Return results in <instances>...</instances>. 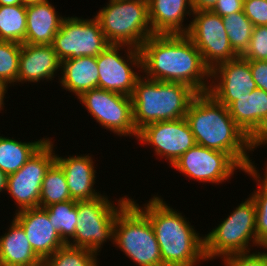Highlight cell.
Segmentation results:
<instances>
[{
	"instance_id": "6da1fadb",
	"label": "cell",
	"mask_w": 267,
	"mask_h": 266,
	"mask_svg": "<svg viewBox=\"0 0 267 266\" xmlns=\"http://www.w3.org/2000/svg\"><path fill=\"white\" fill-rule=\"evenodd\" d=\"M142 72L146 78L182 83L198 94L208 93L211 70L186 34H154L141 48Z\"/></svg>"
},
{
	"instance_id": "7a4b0ae2",
	"label": "cell",
	"mask_w": 267,
	"mask_h": 266,
	"mask_svg": "<svg viewBox=\"0 0 267 266\" xmlns=\"http://www.w3.org/2000/svg\"><path fill=\"white\" fill-rule=\"evenodd\" d=\"M185 119L196 144L228 153L244 170L250 169L252 151L256 145L235 123L228 107L217 102L209 93L198 94L191 102Z\"/></svg>"
},
{
	"instance_id": "3957f363",
	"label": "cell",
	"mask_w": 267,
	"mask_h": 266,
	"mask_svg": "<svg viewBox=\"0 0 267 266\" xmlns=\"http://www.w3.org/2000/svg\"><path fill=\"white\" fill-rule=\"evenodd\" d=\"M130 200L148 217L160 247L164 266H198L201 261H207L204 234L201 235L185 215L174 210L170 204L168 206L158 194L142 206L134 198Z\"/></svg>"
},
{
	"instance_id": "277c9868",
	"label": "cell",
	"mask_w": 267,
	"mask_h": 266,
	"mask_svg": "<svg viewBox=\"0 0 267 266\" xmlns=\"http://www.w3.org/2000/svg\"><path fill=\"white\" fill-rule=\"evenodd\" d=\"M197 95L188 85L161 82L141 75L131 95L136 130L154 122L185 118Z\"/></svg>"
},
{
	"instance_id": "5b68a950",
	"label": "cell",
	"mask_w": 267,
	"mask_h": 266,
	"mask_svg": "<svg viewBox=\"0 0 267 266\" xmlns=\"http://www.w3.org/2000/svg\"><path fill=\"white\" fill-rule=\"evenodd\" d=\"M216 228L204 235L207 261L260 248L256 235V206L251 196L242 201ZM217 257V258H216Z\"/></svg>"
},
{
	"instance_id": "8992f818",
	"label": "cell",
	"mask_w": 267,
	"mask_h": 266,
	"mask_svg": "<svg viewBox=\"0 0 267 266\" xmlns=\"http://www.w3.org/2000/svg\"><path fill=\"white\" fill-rule=\"evenodd\" d=\"M113 245L138 266H164L148 217L130 200L117 214Z\"/></svg>"
},
{
	"instance_id": "52a82bcc",
	"label": "cell",
	"mask_w": 267,
	"mask_h": 266,
	"mask_svg": "<svg viewBox=\"0 0 267 266\" xmlns=\"http://www.w3.org/2000/svg\"><path fill=\"white\" fill-rule=\"evenodd\" d=\"M94 17L110 44H124L140 49L153 36L147 0H109Z\"/></svg>"
},
{
	"instance_id": "ba28073f",
	"label": "cell",
	"mask_w": 267,
	"mask_h": 266,
	"mask_svg": "<svg viewBox=\"0 0 267 266\" xmlns=\"http://www.w3.org/2000/svg\"><path fill=\"white\" fill-rule=\"evenodd\" d=\"M107 194L92 200L77 201L78 221L74 239L69 245L101 253L105 242L113 244L114 223L118 212L130 201L124 195L117 204Z\"/></svg>"
},
{
	"instance_id": "9c48e42d",
	"label": "cell",
	"mask_w": 267,
	"mask_h": 266,
	"mask_svg": "<svg viewBox=\"0 0 267 266\" xmlns=\"http://www.w3.org/2000/svg\"><path fill=\"white\" fill-rule=\"evenodd\" d=\"M78 99L102 129L119 137L137 139L130 96L97 87L84 92Z\"/></svg>"
},
{
	"instance_id": "30bf717a",
	"label": "cell",
	"mask_w": 267,
	"mask_h": 266,
	"mask_svg": "<svg viewBox=\"0 0 267 266\" xmlns=\"http://www.w3.org/2000/svg\"><path fill=\"white\" fill-rule=\"evenodd\" d=\"M96 61L99 70L98 88L131 97L136 81L141 76L139 72H142L140 49L124 44H110L96 57Z\"/></svg>"
},
{
	"instance_id": "8fae6325",
	"label": "cell",
	"mask_w": 267,
	"mask_h": 266,
	"mask_svg": "<svg viewBox=\"0 0 267 266\" xmlns=\"http://www.w3.org/2000/svg\"><path fill=\"white\" fill-rule=\"evenodd\" d=\"M49 138L18 171L7 177L6 193L16 205V212L39 207L45 174L55 162V148Z\"/></svg>"
},
{
	"instance_id": "7c38bea8",
	"label": "cell",
	"mask_w": 267,
	"mask_h": 266,
	"mask_svg": "<svg viewBox=\"0 0 267 266\" xmlns=\"http://www.w3.org/2000/svg\"><path fill=\"white\" fill-rule=\"evenodd\" d=\"M92 17H64L52 43L61 61L81 56L97 57L110 45L100 23Z\"/></svg>"
},
{
	"instance_id": "4fadbf2b",
	"label": "cell",
	"mask_w": 267,
	"mask_h": 266,
	"mask_svg": "<svg viewBox=\"0 0 267 266\" xmlns=\"http://www.w3.org/2000/svg\"><path fill=\"white\" fill-rule=\"evenodd\" d=\"M186 35L200 51L205 65L212 70L218 64L239 55L230 45L222 17L211 10L193 11Z\"/></svg>"
},
{
	"instance_id": "5bb4252c",
	"label": "cell",
	"mask_w": 267,
	"mask_h": 266,
	"mask_svg": "<svg viewBox=\"0 0 267 266\" xmlns=\"http://www.w3.org/2000/svg\"><path fill=\"white\" fill-rule=\"evenodd\" d=\"M189 180L222 184L235 172L245 171L228 153L195 144L171 166ZM225 180V181H224Z\"/></svg>"
},
{
	"instance_id": "9a60e30c",
	"label": "cell",
	"mask_w": 267,
	"mask_h": 266,
	"mask_svg": "<svg viewBox=\"0 0 267 266\" xmlns=\"http://www.w3.org/2000/svg\"><path fill=\"white\" fill-rule=\"evenodd\" d=\"M141 146H151L157 156L172 164L196 142L185 118L154 122L138 131L136 139Z\"/></svg>"
},
{
	"instance_id": "2e32d148",
	"label": "cell",
	"mask_w": 267,
	"mask_h": 266,
	"mask_svg": "<svg viewBox=\"0 0 267 266\" xmlns=\"http://www.w3.org/2000/svg\"><path fill=\"white\" fill-rule=\"evenodd\" d=\"M256 88L250 61L241 56L220 63L211 70L208 93L226 107L238 100V97L249 94Z\"/></svg>"
},
{
	"instance_id": "e0dca14e",
	"label": "cell",
	"mask_w": 267,
	"mask_h": 266,
	"mask_svg": "<svg viewBox=\"0 0 267 266\" xmlns=\"http://www.w3.org/2000/svg\"><path fill=\"white\" fill-rule=\"evenodd\" d=\"M229 114L256 144L267 145V92L256 88L228 106Z\"/></svg>"
},
{
	"instance_id": "ac0fdd59",
	"label": "cell",
	"mask_w": 267,
	"mask_h": 266,
	"mask_svg": "<svg viewBox=\"0 0 267 266\" xmlns=\"http://www.w3.org/2000/svg\"><path fill=\"white\" fill-rule=\"evenodd\" d=\"M14 215L13 219L24 229L31 248L41 260L65 245L43 208L25 209Z\"/></svg>"
},
{
	"instance_id": "d6986e66",
	"label": "cell",
	"mask_w": 267,
	"mask_h": 266,
	"mask_svg": "<svg viewBox=\"0 0 267 266\" xmlns=\"http://www.w3.org/2000/svg\"><path fill=\"white\" fill-rule=\"evenodd\" d=\"M59 71L61 60L52 45L22 43L17 76L19 85L52 81Z\"/></svg>"
},
{
	"instance_id": "ffe728a7",
	"label": "cell",
	"mask_w": 267,
	"mask_h": 266,
	"mask_svg": "<svg viewBox=\"0 0 267 266\" xmlns=\"http://www.w3.org/2000/svg\"><path fill=\"white\" fill-rule=\"evenodd\" d=\"M55 155V161L61 166L69 188L71 199L75 201L92 200L102 194L94 185L96 183V167L92 155Z\"/></svg>"
},
{
	"instance_id": "44dd1931",
	"label": "cell",
	"mask_w": 267,
	"mask_h": 266,
	"mask_svg": "<svg viewBox=\"0 0 267 266\" xmlns=\"http://www.w3.org/2000/svg\"><path fill=\"white\" fill-rule=\"evenodd\" d=\"M149 22L154 34H186L190 24H183L186 16L192 17L191 0H147Z\"/></svg>"
},
{
	"instance_id": "7402d4cb",
	"label": "cell",
	"mask_w": 267,
	"mask_h": 266,
	"mask_svg": "<svg viewBox=\"0 0 267 266\" xmlns=\"http://www.w3.org/2000/svg\"><path fill=\"white\" fill-rule=\"evenodd\" d=\"M56 11L48 0L26 8L25 44L52 45L65 16Z\"/></svg>"
},
{
	"instance_id": "603a6c76",
	"label": "cell",
	"mask_w": 267,
	"mask_h": 266,
	"mask_svg": "<svg viewBox=\"0 0 267 266\" xmlns=\"http://www.w3.org/2000/svg\"><path fill=\"white\" fill-rule=\"evenodd\" d=\"M61 89L74 93L79 98L84 92L98 87L99 70L96 57L81 56L61 61Z\"/></svg>"
},
{
	"instance_id": "cb8c5ba5",
	"label": "cell",
	"mask_w": 267,
	"mask_h": 266,
	"mask_svg": "<svg viewBox=\"0 0 267 266\" xmlns=\"http://www.w3.org/2000/svg\"><path fill=\"white\" fill-rule=\"evenodd\" d=\"M10 227L0 236V266H41L24 229L11 219Z\"/></svg>"
},
{
	"instance_id": "d4e9b609",
	"label": "cell",
	"mask_w": 267,
	"mask_h": 266,
	"mask_svg": "<svg viewBox=\"0 0 267 266\" xmlns=\"http://www.w3.org/2000/svg\"><path fill=\"white\" fill-rule=\"evenodd\" d=\"M48 139L49 137H43L37 141L22 142L8 136H0V170L7 176L15 173Z\"/></svg>"
},
{
	"instance_id": "484cf974",
	"label": "cell",
	"mask_w": 267,
	"mask_h": 266,
	"mask_svg": "<svg viewBox=\"0 0 267 266\" xmlns=\"http://www.w3.org/2000/svg\"><path fill=\"white\" fill-rule=\"evenodd\" d=\"M43 209L48 213L49 221H52L63 242L69 244L74 239L78 221L77 201L54 203Z\"/></svg>"
},
{
	"instance_id": "4316f807",
	"label": "cell",
	"mask_w": 267,
	"mask_h": 266,
	"mask_svg": "<svg viewBox=\"0 0 267 266\" xmlns=\"http://www.w3.org/2000/svg\"><path fill=\"white\" fill-rule=\"evenodd\" d=\"M26 8L23 4L0 6V41L24 43L27 27Z\"/></svg>"
},
{
	"instance_id": "83f0119b",
	"label": "cell",
	"mask_w": 267,
	"mask_h": 266,
	"mask_svg": "<svg viewBox=\"0 0 267 266\" xmlns=\"http://www.w3.org/2000/svg\"><path fill=\"white\" fill-rule=\"evenodd\" d=\"M68 200L72 199L66 177L61 166L55 161L46 172L42 182L39 207L45 208Z\"/></svg>"
},
{
	"instance_id": "f1b7e54d",
	"label": "cell",
	"mask_w": 267,
	"mask_h": 266,
	"mask_svg": "<svg viewBox=\"0 0 267 266\" xmlns=\"http://www.w3.org/2000/svg\"><path fill=\"white\" fill-rule=\"evenodd\" d=\"M230 45L241 56L248 48L254 25L246 17L244 11L222 17Z\"/></svg>"
},
{
	"instance_id": "f546056e",
	"label": "cell",
	"mask_w": 267,
	"mask_h": 266,
	"mask_svg": "<svg viewBox=\"0 0 267 266\" xmlns=\"http://www.w3.org/2000/svg\"><path fill=\"white\" fill-rule=\"evenodd\" d=\"M98 255L100 254L86 248L65 244L43 259L41 266H99Z\"/></svg>"
},
{
	"instance_id": "4dcf8cb0",
	"label": "cell",
	"mask_w": 267,
	"mask_h": 266,
	"mask_svg": "<svg viewBox=\"0 0 267 266\" xmlns=\"http://www.w3.org/2000/svg\"><path fill=\"white\" fill-rule=\"evenodd\" d=\"M244 172L256 182V189L249 195L255 201L256 206V235L258 244L261 248H267V184L252 168Z\"/></svg>"
},
{
	"instance_id": "1f68e13d",
	"label": "cell",
	"mask_w": 267,
	"mask_h": 266,
	"mask_svg": "<svg viewBox=\"0 0 267 266\" xmlns=\"http://www.w3.org/2000/svg\"><path fill=\"white\" fill-rule=\"evenodd\" d=\"M21 43L0 41V81L9 86L17 85Z\"/></svg>"
},
{
	"instance_id": "d6a6232c",
	"label": "cell",
	"mask_w": 267,
	"mask_h": 266,
	"mask_svg": "<svg viewBox=\"0 0 267 266\" xmlns=\"http://www.w3.org/2000/svg\"><path fill=\"white\" fill-rule=\"evenodd\" d=\"M241 57L247 61H267V26H254L249 46Z\"/></svg>"
},
{
	"instance_id": "836d02e7",
	"label": "cell",
	"mask_w": 267,
	"mask_h": 266,
	"mask_svg": "<svg viewBox=\"0 0 267 266\" xmlns=\"http://www.w3.org/2000/svg\"><path fill=\"white\" fill-rule=\"evenodd\" d=\"M222 263L224 266H267V248L251 253H234L226 256Z\"/></svg>"
},
{
	"instance_id": "e575fe53",
	"label": "cell",
	"mask_w": 267,
	"mask_h": 266,
	"mask_svg": "<svg viewBox=\"0 0 267 266\" xmlns=\"http://www.w3.org/2000/svg\"><path fill=\"white\" fill-rule=\"evenodd\" d=\"M243 11L254 26H267V0H244Z\"/></svg>"
},
{
	"instance_id": "d590c367",
	"label": "cell",
	"mask_w": 267,
	"mask_h": 266,
	"mask_svg": "<svg viewBox=\"0 0 267 266\" xmlns=\"http://www.w3.org/2000/svg\"><path fill=\"white\" fill-rule=\"evenodd\" d=\"M244 0H218L211 9L214 13L225 17L232 13L243 11Z\"/></svg>"
},
{
	"instance_id": "8d00e7d4",
	"label": "cell",
	"mask_w": 267,
	"mask_h": 266,
	"mask_svg": "<svg viewBox=\"0 0 267 266\" xmlns=\"http://www.w3.org/2000/svg\"><path fill=\"white\" fill-rule=\"evenodd\" d=\"M250 69L257 88L267 92V61H250Z\"/></svg>"
},
{
	"instance_id": "74e56055",
	"label": "cell",
	"mask_w": 267,
	"mask_h": 266,
	"mask_svg": "<svg viewBox=\"0 0 267 266\" xmlns=\"http://www.w3.org/2000/svg\"><path fill=\"white\" fill-rule=\"evenodd\" d=\"M194 11L211 10L218 0H191Z\"/></svg>"
},
{
	"instance_id": "f35d334b",
	"label": "cell",
	"mask_w": 267,
	"mask_h": 266,
	"mask_svg": "<svg viewBox=\"0 0 267 266\" xmlns=\"http://www.w3.org/2000/svg\"><path fill=\"white\" fill-rule=\"evenodd\" d=\"M10 86L8 85V84H6V83H3V82H1L0 81V112L2 111V110H4V105H5V103H4V100H5V95H6V93L8 92V88H9Z\"/></svg>"
},
{
	"instance_id": "ab89813d",
	"label": "cell",
	"mask_w": 267,
	"mask_h": 266,
	"mask_svg": "<svg viewBox=\"0 0 267 266\" xmlns=\"http://www.w3.org/2000/svg\"><path fill=\"white\" fill-rule=\"evenodd\" d=\"M7 175L0 170V194L4 191L6 193L7 188Z\"/></svg>"
},
{
	"instance_id": "60d3db41",
	"label": "cell",
	"mask_w": 267,
	"mask_h": 266,
	"mask_svg": "<svg viewBox=\"0 0 267 266\" xmlns=\"http://www.w3.org/2000/svg\"><path fill=\"white\" fill-rule=\"evenodd\" d=\"M21 4V0H0V6H13Z\"/></svg>"
},
{
	"instance_id": "b9f144b4",
	"label": "cell",
	"mask_w": 267,
	"mask_h": 266,
	"mask_svg": "<svg viewBox=\"0 0 267 266\" xmlns=\"http://www.w3.org/2000/svg\"><path fill=\"white\" fill-rule=\"evenodd\" d=\"M256 165L255 164H253L252 165V169L259 175V177L267 184V163H265V169L263 168V170H265L264 171V175L263 176H261L260 174L261 173H259L260 171L255 167Z\"/></svg>"
},
{
	"instance_id": "7bdbcfd3",
	"label": "cell",
	"mask_w": 267,
	"mask_h": 266,
	"mask_svg": "<svg viewBox=\"0 0 267 266\" xmlns=\"http://www.w3.org/2000/svg\"><path fill=\"white\" fill-rule=\"evenodd\" d=\"M43 1L45 0H21V4H23L24 6H29V5L41 3Z\"/></svg>"
}]
</instances>
